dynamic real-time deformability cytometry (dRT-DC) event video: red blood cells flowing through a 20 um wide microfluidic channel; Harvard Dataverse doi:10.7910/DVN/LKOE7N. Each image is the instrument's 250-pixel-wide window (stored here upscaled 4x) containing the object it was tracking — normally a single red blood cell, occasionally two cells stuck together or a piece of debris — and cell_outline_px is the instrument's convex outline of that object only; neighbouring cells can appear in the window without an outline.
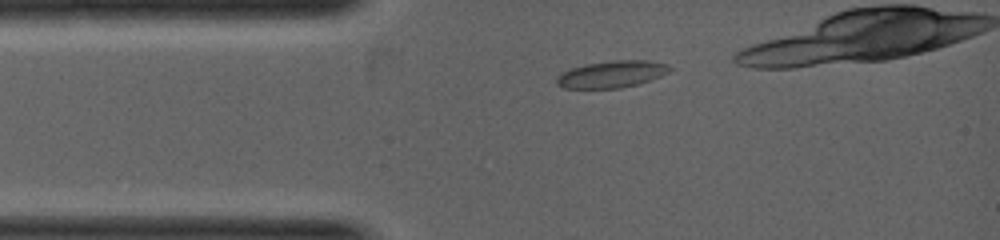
{"species": "common noctule bat (a hibernating species)", "species_latin": "Nyctalus noctula", "temperature_condition": "warm", "stored_images_in_passage": 5, "camera_frame_rate_fps": 5000, "um_per_image_px": 0.085, "animal": {"sex": "female", "body_mass_g": 19.0, "forearm_length_mm": 53.3}, "frame": {"image": 1, "passage_image": 1, "time_ms": 0.0, "image_size_px": [1000, 240], "cell_outline_px": [[672, 68], [668, 72], [652, 80], [640, 84], [620, 88], [564, 88], [556, 84], [556, 80], [564, 72], [572, 68], [584, 64], [616, 60], [648, 60], [668, 64]], "centroid_in_image_um": [52.05, 6.31], "position_along_channel_um": 32.9, "area_um2": 17.69}}